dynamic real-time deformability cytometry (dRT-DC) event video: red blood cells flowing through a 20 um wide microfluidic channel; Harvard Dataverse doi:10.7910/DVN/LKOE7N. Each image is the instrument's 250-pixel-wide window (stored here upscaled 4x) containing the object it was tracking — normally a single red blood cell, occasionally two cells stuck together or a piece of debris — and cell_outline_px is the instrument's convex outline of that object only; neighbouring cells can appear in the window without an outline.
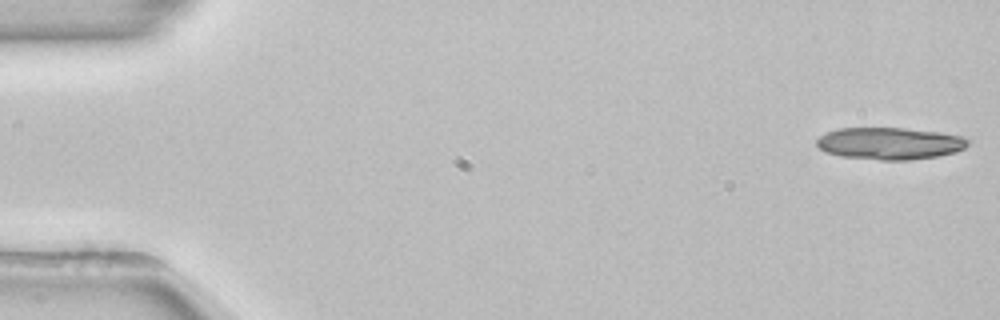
{"species": "common noctule bat (a hibernating species)", "species_latin": "Nyctalus noctula", "temperature_condition": "room temperature", "stored_images_in_passage": 53, "segment_of_instrument_passage": [1, 2], "camera_frame_rate_fps": 3000, "um_per_image_px": 0.085, "animal": {"sex": "female", "body_mass_g": 22.7, "forearm_length_mm": 54.2}, "frame": {"image": 1, "passage_image": 1, "time_ms": 0.0, "image_size_px": [1000, 320], "cell_outline_px": [[968, 144], [964, 148], [956, 152], [936, 156], [908, 160], [880, 160], [840, 156], [824, 152], [816, 144], [816, 140], [820, 136], [836, 128], [904, 128], [940, 132], [960, 136], [968, 140]], "centroid_in_image_um": [75.59, 12.19], "position_along_channel_um": 9.4, "area_um2": 28.21}}
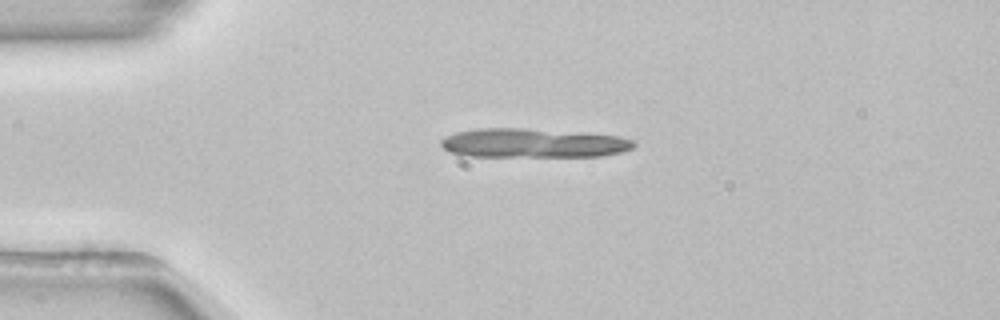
{"frame": {"image": 2, "passage_image": 12, "time_ms": 3.667, "image_size_px": [1000, 320], "cell_outline_px": [[636, 144], [632, 148], [620, 152], [600, 156], [464, 156], [448, 152], [440, 144], [440, 140], [444, 136], [456, 132], [476, 128], [524, 128], [592, 132], [620, 136], [632, 140]], "centroid_in_image_um": [45.3, 12.14], "position_along_channel_um": 39.7, "area_um2": 33.29}}